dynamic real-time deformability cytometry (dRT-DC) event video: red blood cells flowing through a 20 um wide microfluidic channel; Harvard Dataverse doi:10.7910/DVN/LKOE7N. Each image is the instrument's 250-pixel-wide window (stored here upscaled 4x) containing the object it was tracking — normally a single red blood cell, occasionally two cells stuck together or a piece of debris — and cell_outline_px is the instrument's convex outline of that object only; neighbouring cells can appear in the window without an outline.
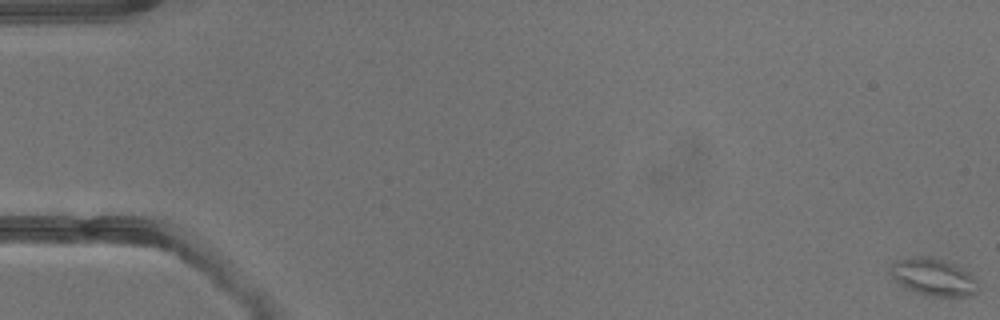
{"species": "common noctule bat (a hibernating species)", "species_latin": "Nyctalus noctula", "temperature_condition": "warm", "stored_images_in_passage": 4, "camera_frame_rate_fps": 3000, "um_per_image_px": 0.085, "animal": {"sex": "male", "body_mass_g": 13.3}, "frame": {"image": 1, "passage_image": 1, "time_ms": 0.0, "image_size_px": [1000, 320], "cell_outline_px": [[976, 292], [972, 296], [932, 296], [916, 292], [900, 284], [892, 276], [896, 260], [920, 256], [928, 256], [944, 260], [968, 272], [976, 280]], "centroid_in_image_um": [79.38, 23.56], "position_along_channel_um": 5.6, "area_um2": 18.32}}